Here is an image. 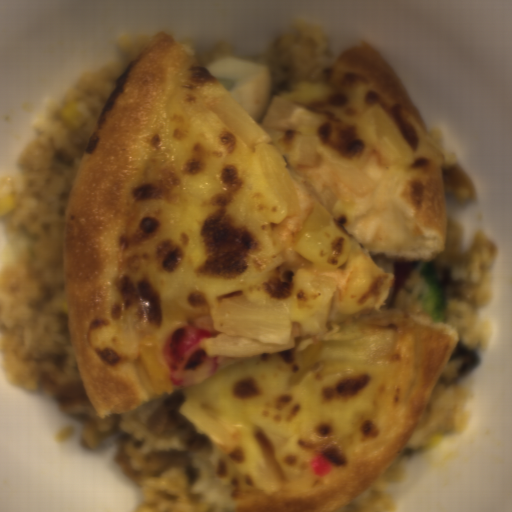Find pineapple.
<instances>
[{"label": "pineapple", "instance_id": "obj_1", "mask_svg": "<svg viewBox=\"0 0 512 512\" xmlns=\"http://www.w3.org/2000/svg\"><path fill=\"white\" fill-rule=\"evenodd\" d=\"M338 280L297 268L290 280L289 295L281 303L220 301L214 328L223 332L282 344L292 331L293 321L313 316L333 294Z\"/></svg>", "mask_w": 512, "mask_h": 512}, {"label": "pineapple", "instance_id": "obj_2", "mask_svg": "<svg viewBox=\"0 0 512 512\" xmlns=\"http://www.w3.org/2000/svg\"><path fill=\"white\" fill-rule=\"evenodd\" d=\"M252 154L269 222L282 223L300 214L301 206L292 172L271 136L231 95L213 104Z\"/></svg>", "mask_w": 512, "mask_h": 512}, {"label": "pineapple", "instance_id": "obj_3", "mask_svg": "<svg viewBox=\"0 0 512 512\" xmlns=\"http://www.w3.org/2000/svg\"><path fill=\"white\" fill-rule=\"evenodd\" d=\"M395 327L353 325L311 334L295 346L288 390L316 368L390 363Z\"/></svg>", "mask_w": 512, "mask_h": 512}, {"label": "pineapple", "instance_id": "obj_4", "mask_svg": "<svg viewBox=\"0 0 512 512\" xmlns=\"http://www.w3.org/2000/svg\"><path fill=\"white\" fill-rule=\"evenodd\" d=\"M353 242L317 200L293 249L320 270H335L350 258Z\"/></svg>", "mask_w": 512, "mask_h": 512}, {"label": "pineapple", "instance_id": "obj_5", "mask_svg": "<svg viewBox=\"0 0 512 512\" xmlns=\"http://www.w3.org/2000/svg\"><path fill=\"white\" fill-rule=\"evenodd\" d=\"M286 162L310 167L336 184L360 195H368L378 185L359 165L345 164L321 155L304 132H291Z\"/></svg>", "mask_w": 512, "mask_h": 512}, {"label": "pineapple", "instance_id": "obj_6", "mask_svg": "<svg viewBox=\"0 0 512 512\" xmlns=\"http://www.w3.org/2000/svg\"><path fill=\"white\" fill-rule=\"evenodd\" d=\"M362 146L372 150L386 170L406 169L411 154L382 108L370 107L354 122Z\"/></svg>", "mask_w": 512, "mask_h": 512}, {"label": "pineapple", "instance_id": "obj_7", "mask_svg": "<svg viewBox=\"0 0 512 512\" xmlns=\"http://www.w3.org/2000/svg\"><path fill=\"white\" fill-rule=\"evenodd\" d=\"M390 273L360 253L344 288L340 311L357 315L374 310L383 299Z\"/></svg>", "mask_w": 512, "mask_h": 512}]
</instances>
